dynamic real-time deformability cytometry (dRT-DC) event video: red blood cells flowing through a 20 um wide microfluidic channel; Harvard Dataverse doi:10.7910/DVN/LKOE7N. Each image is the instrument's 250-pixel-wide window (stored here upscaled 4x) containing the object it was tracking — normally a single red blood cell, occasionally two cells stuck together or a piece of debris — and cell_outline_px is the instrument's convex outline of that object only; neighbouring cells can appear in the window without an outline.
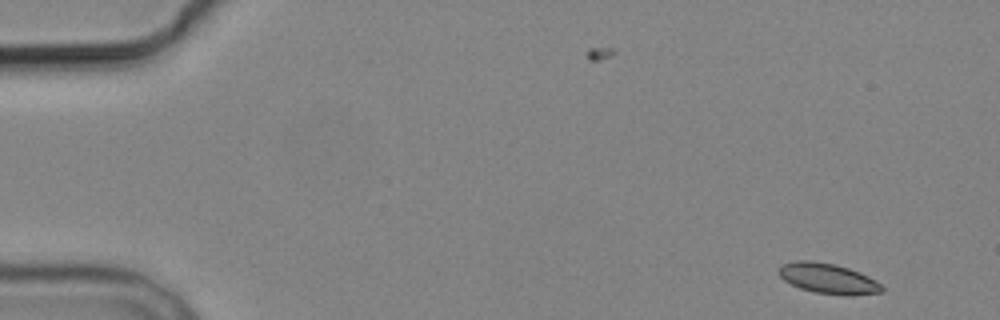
{"species": "common noctule bat (a hibernating species)", "species_latin": "Nyctalus noctula", "temperature_condition": "cold", "stored_images_in_passage": 5, "camera_frame_rate_fps": 3000, "um_per_image_px": 0.085, "animal": {"sex": "male", "body_mass_g": 19.2, "forearm_length_mm": 51.8}, "frame": {"image": 1, "passage_image": 1, "time_ms": 0.0, "image_size_px": [1000, 320], "cell_outline_px": [[884, 292], [848, 296], [816, 292], [800, 288], [784, 280], [780, 276], [780, 264], [800, 260], [812, 260], [836, 264], [860, 272], [876, 280], [884, 288]], "centroid_in_image_um": [70.42, 23.67], "position_along_channel_um": 14.6, "area_um2": 18.21}}
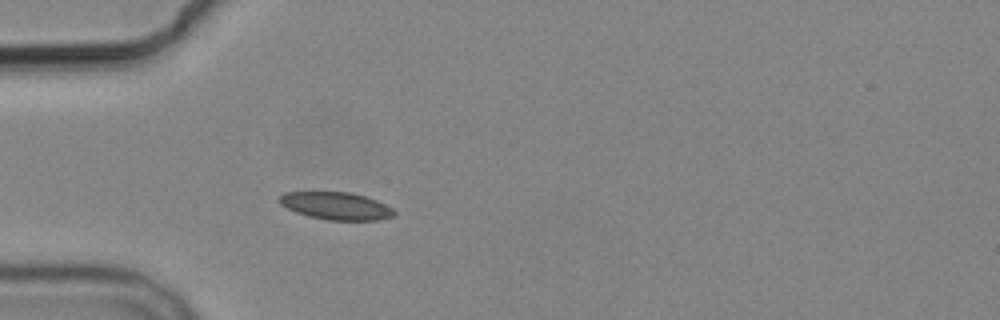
{"frame": {"image": 2, "passage_image": 5, "time_ms": 4.333, "image_size_px": [1000, 320], "cell_outline_px": [[396, 212], [392, 216], [376, 220], [328, 220], [308, 216], [296, 212], [280, 204], [276, 200], [284, 192], [348, 192], [364, 196], [376, 200], [392, 208]], "centroid_in_image_um": [28.52, 17.5], "position_along_channel_um": 56.5, "area_um2": 18.26}}